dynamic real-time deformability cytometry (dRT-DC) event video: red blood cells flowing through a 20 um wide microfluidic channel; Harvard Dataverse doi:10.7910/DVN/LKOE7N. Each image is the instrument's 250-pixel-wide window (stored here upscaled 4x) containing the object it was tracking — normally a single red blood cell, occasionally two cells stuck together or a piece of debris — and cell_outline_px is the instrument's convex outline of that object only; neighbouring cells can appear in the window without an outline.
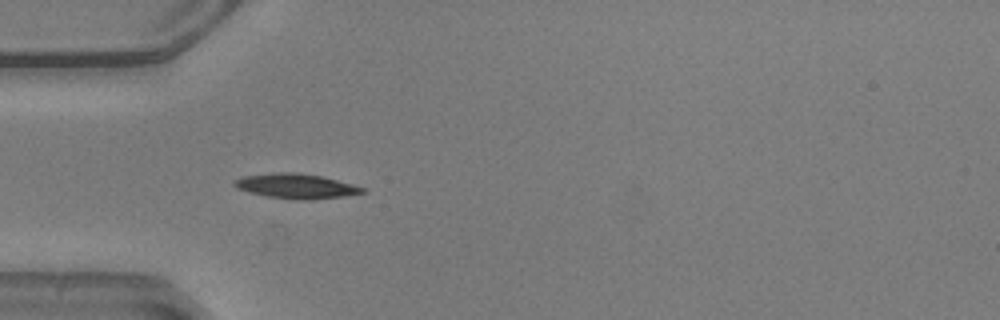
{"species": "common noctule bat (a hibernating species)", "species_latin": "Nyctalus noctula", "temperature_condition": "warm", "stored_images_in_passage": 34, "camera_frame_rate_fps": 3000, "um_per_image_px": 0.085, "animal": {"sex": "male", "body_mass_g": 20.5, "forearm_length_mm": 52.5}, "frame": {"image": 1, "passage_image": 1, "time_ms": 0.0, "image_size_px": [1000, 320], "cell_outline_px": [[368, 192], [344, 196], [312, 200], [296, 200], [264, 196], [248, 192], [232, 184], [236, 180], [244, 176], [276, 172], [296, 172], [324, 176], [352, 184], [364, 188]], "centroid_in_image_um": [25.21, 15.82], "position_along_channel_um": 59.8, "area_um2": 18.61}, "authors_computed_cell_mechanics": {"area_um2": 18.207, "velocity_mm_per_s": 3.8638, "shape_relaxation_time_tau1_ms": 1.5663, "shape_relaxation_time_tau2_ms": 8.749, "deformation_change_tau1": 0.0863, "deformation_change_tau2": 0.1249}}